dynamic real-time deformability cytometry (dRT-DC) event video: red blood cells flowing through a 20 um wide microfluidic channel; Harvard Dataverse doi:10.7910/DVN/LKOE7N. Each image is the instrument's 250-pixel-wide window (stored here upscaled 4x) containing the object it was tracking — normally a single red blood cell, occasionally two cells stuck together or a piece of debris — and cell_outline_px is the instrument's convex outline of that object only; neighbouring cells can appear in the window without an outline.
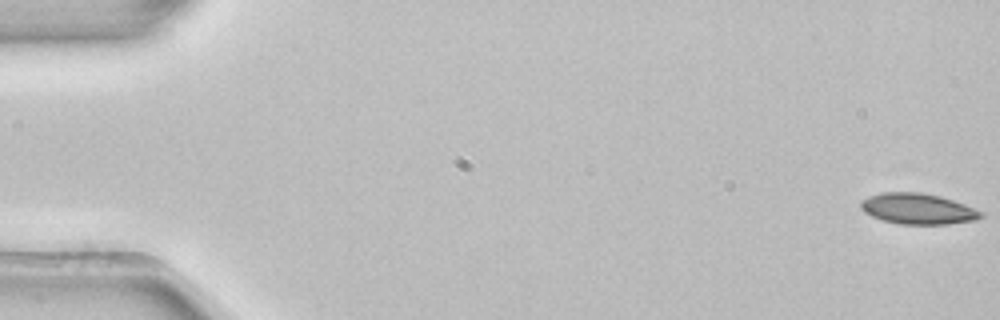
{"species": "common noctule bat (a hibernating species)", "species_latin": "Nyctalus noctula", "temperature_condition": "room temperature", "stored_images_in_passage": 5, "camera_frame_rate_fps": 3000, "um_per_image_px": 0.085, "animal": {"sex": "female", "body_mass_g": 22.7, "forearm_length_mm": 54.2}, "frame": {"image": 1, "passage_image": 1, "time_ms": 0.0, "image_size_px": [1000, 320], "cell_outline_px": [[984, 216], [976, 220], [948, 224], [900, 224], [884, 220], [872, 216], [864, 212], [860, 208], [860, 200], [868, 196], [880, 192], [920, 192], [940, 196], [964, 204], [984, 212]], "centroid_in_image_um": [78.01, 17.74], "position_along_channel_um": 7.0, "area_um2": 21.68}}
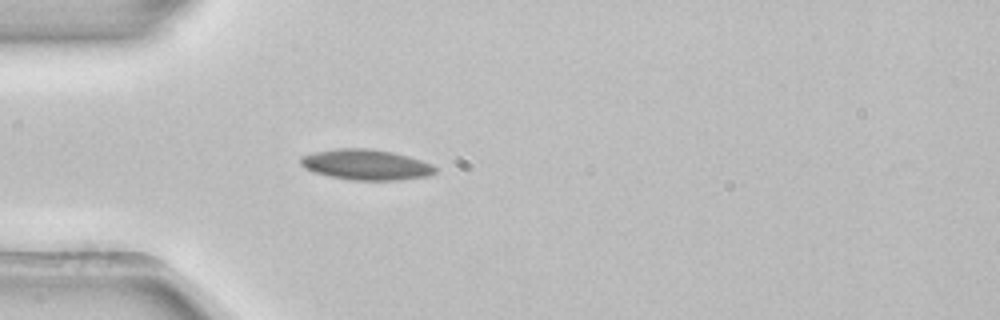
{"frame": {"image": 2, "passage_image": 5, "time_ms": 1.333, "image_size_px": [1000, 320], "cell_outline_px": [[436, 172], [428, 176], [400, 180], [352, 180], [328, 176], [304, 168], [300, 164], [300, 156], [316, 152], [340, 148], [368, 148], [392, 152], [408, 156], [432, 164], [436, 168]], "centroid_in_image_um": [31.12, 14.0], "position_along_channel_um": 53.9, "area_um2": 23.87}}